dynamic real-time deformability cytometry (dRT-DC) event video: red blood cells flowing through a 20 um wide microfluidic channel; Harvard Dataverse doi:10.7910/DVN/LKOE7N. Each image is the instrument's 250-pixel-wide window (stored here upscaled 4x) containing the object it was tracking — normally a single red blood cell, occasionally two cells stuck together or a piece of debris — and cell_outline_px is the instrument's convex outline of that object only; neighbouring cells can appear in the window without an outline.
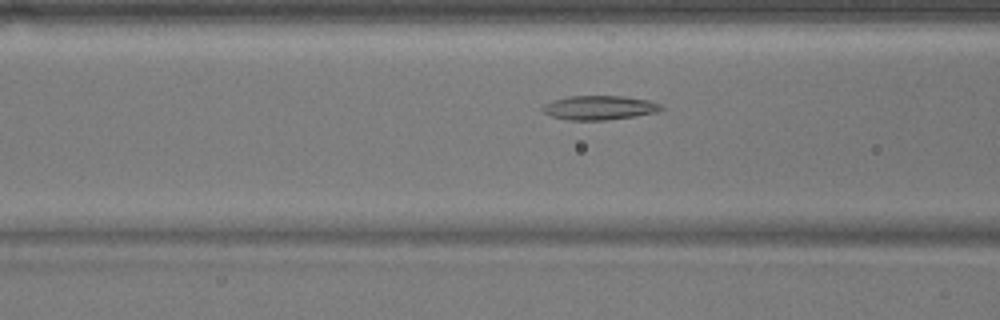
{"species": "common noctule bat (a hibernating species)", "species_latin": "Nyctalus noctula", "temperature_condition": "warm", "stored_images_in_passage": 13, "camera_frame_rate_fps": 3000, "um_per_image_px": 0.085, "animal": {"sex": "male", "body_mass_g": 17.9}, "frame": {"image": 1, "passage_image": 11, "time_ms": 3.333, "image_size_px": [1000, 320], "cell_outline_px": [[664, 108], [656, 112], [632, 116], [604, 120], [568, 120], [552, 116], [544, 112], [540, 108], [544, 104], [552, 100], [568, 96], [624, 96], [648, 100], [660, 104]], "centroid_in_image_um": [50.9, 9.14], "position_along_channel_um": 115.7, "area_um2": 16.59}}